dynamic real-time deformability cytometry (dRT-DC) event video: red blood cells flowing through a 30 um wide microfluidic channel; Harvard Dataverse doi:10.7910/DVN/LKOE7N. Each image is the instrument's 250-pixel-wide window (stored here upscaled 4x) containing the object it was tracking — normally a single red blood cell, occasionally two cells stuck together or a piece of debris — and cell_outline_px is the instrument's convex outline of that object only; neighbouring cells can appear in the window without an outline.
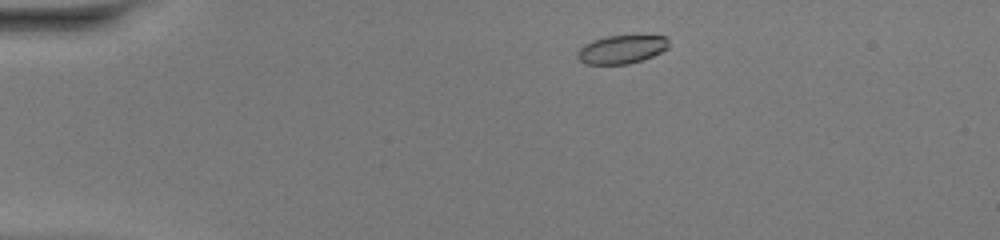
{"species": "common noctule bat (a hibernating species)", "species_latin": "Nyctalus noctula", "temperature_condition": "warm", "stored_images_in_passage": 44, "camera_frame_rate_fps": 3000, "um_per_image_px": 0.085, "animal": {"sex": "female", "body_mass_g": 20.0, "forearm_length_mm": 54.0}, "frame": {"image": 1, "passage_image": 4, "time_ms": 1.0, "image_size_px": [1000, 240], "cell_outline_px": [[668, 48], [652, 56], [628, 64], [584, 64], [576, 56], [576, 52], [584, 44], [592, 40], [608, 36], [668, 36]], "centroid_in_image_um": [52.8, 4.2], "position_along_channel_um": 32.2, "area_um2": 15.03}}
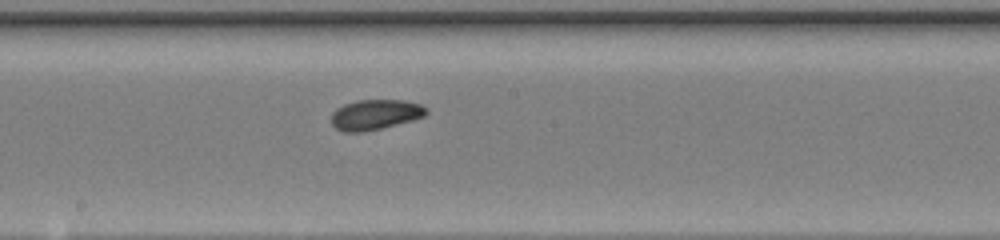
{"frame": {"image": 2, "passage_image": 22, "time_ms": 7.0, "image_size_px": [1000, 240], "cell_outline_px": [[428, 112], [424, 116], [412, 120], [380, 128], [360, 132], [344, 132], [336, 128], [332, 124], [332, 112], [336, 108], [344, 104], [356, 100], [404, 100], [420, 104], [428, 108]], "centroid_in_image_um": [31.89, 9.73], "position_along_channel_um": 216.3, "area_um2": 16.65}}
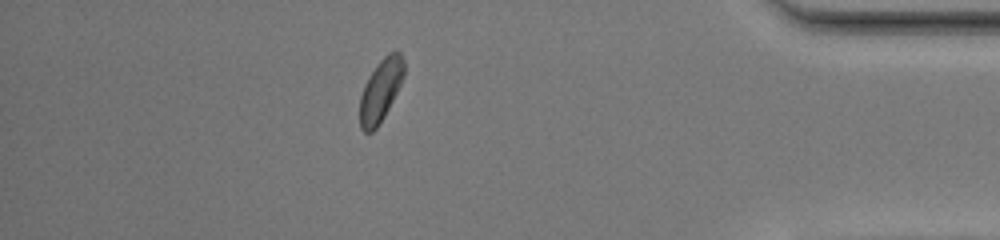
{"frame": {"image": 3, "passage_image": 38, "time_ms": 12.333, "image_size_px": [1000, 240], "cell_outline_px": [[404, 76], [384, 116], [376, 128], [372, 132], [364, 132], [360, 128], [360, 96], [364, 84], [368, 76], [376, 64], [388, 52], [396, 48], [400, 52], [404, 60]], "centroid_in_image_um": [32.35, 7.62], "position_along_channel_um": 402.9, "area_um2": 16.13}, "authors_computed_cell_mechanics": {"area_um2": 16.3285, "velocity_mm_per_s": 4.1825, "shape_relaxation_time_tau1_ms": 3.4018, "shape_relaxation_time_tau2_ms": 3.7123, "deformation_change_tau1": 0.1245, "deformation_change_tau2": 0.069}}